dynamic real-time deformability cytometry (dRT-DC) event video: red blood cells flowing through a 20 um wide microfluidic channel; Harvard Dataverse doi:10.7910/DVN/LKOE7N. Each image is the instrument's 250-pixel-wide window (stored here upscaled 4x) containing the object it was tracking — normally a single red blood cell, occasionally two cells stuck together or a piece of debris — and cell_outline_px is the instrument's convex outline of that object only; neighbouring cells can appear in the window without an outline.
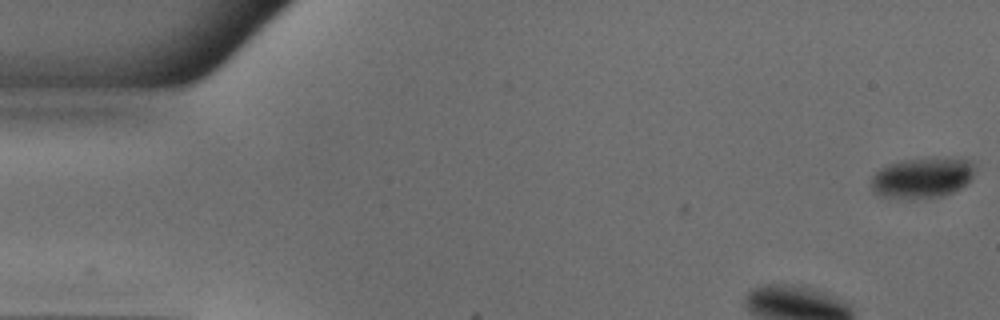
{"species": "common noctule bat (a hibernating species)", "species_latin": "Nyctalus noctula", "temperature_condition": "warm", "stored_images_in_passage": 48, "camera_frame_rate_fps": 3000, "um_per_image_px": 0.085, "animal": {"sex": "male", "body_mass_g": 18.8}, "frame": {"image": 1, "passage_image": 1, "time_ms": 0.0, "image_size_px": [1000, 320], "cell_outline_px": [[972, 176], [960, 188], [952, 192], [940, 196], [880, 196], [872, 192], [872, 176], [880, 168], [888, 164], [904, 160], [936, 156], [968, 160], [972, 164]], "centroid_in_image_um": [78.36, 15.05], "position_along_channel_um": 6.6, "area_um2": 23.76}}
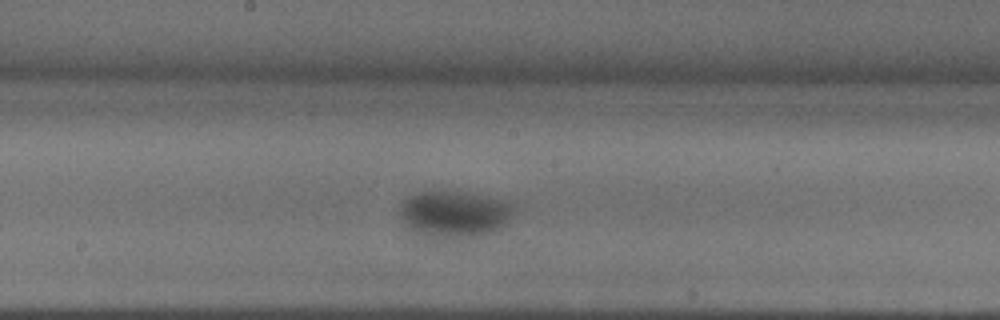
{"frame": {"image": 2, "passage_image": 23, "time_ms": 7.333, "image_size_px": [1000, 320], "cell_outline_px": [[516, 208], [504, 224], [500, 228], [492, 232], [472, 236], [432, 236], [416, 232], [404, 220], [400, 212], [400, 208], [404, 200], [420, 192], [452, 192], [476, 196], [508, 204]], "centroid_in_image_um": [38.59, 18.2], "position_along_channel_um": 209.6, "area_um2": 28.73}}
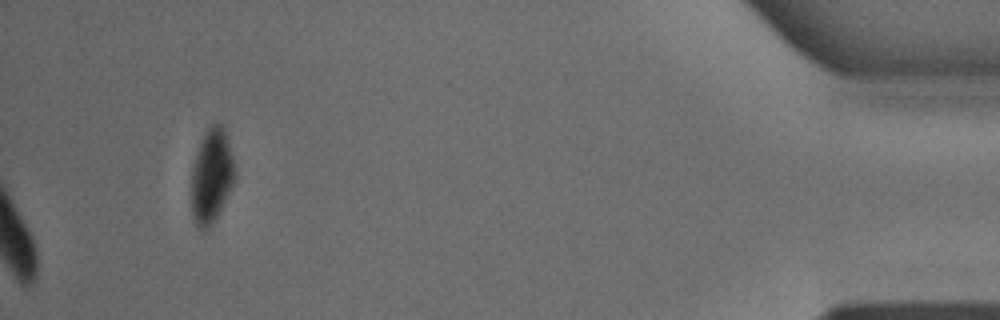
{"frame": {"image": 3, "passage_image": 48, "time_ms": 15.667, "image_size_px": [1000, 320], "cell_outline_px": [[236, 180], [232, 188], [212, 224], [204, 232], [196, 228], [192, 216], [192, 172], [196, 156], [200, 144], [208, 128], [212, 124], [224, 124], [228, 136], [236, 164]], "centroid_in_image_um": [18.03, 14.97], "position_along_channel_um": 417.2, "area_um2": 24.22}, "authors_computed_cell_mechanics": {"area_um2": 29.3913, "velocity_mm_per_s": 3.9531, "shape_relaxation_time_tau1_ms": 5.0121, "shape_relaxation_time_tau2_ms": null, "deformation_change_tau1": 0.1324, "deformation_change_tau2": null}}